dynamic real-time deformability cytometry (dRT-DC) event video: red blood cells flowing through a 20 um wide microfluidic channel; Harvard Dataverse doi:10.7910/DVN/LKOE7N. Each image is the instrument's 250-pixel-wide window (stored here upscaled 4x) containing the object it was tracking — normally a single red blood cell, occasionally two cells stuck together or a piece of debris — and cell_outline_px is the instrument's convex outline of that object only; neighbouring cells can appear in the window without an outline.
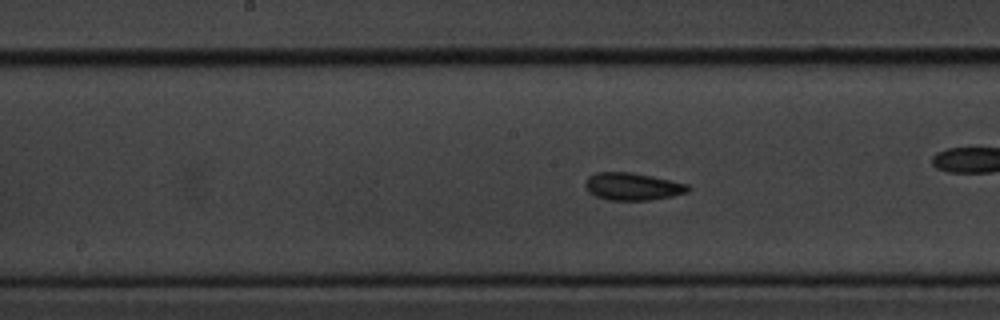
{"species": "common noctule bat (a hibernating species)", "species_latin": "Nyctalus noctula", "temperature_condition": "cold", "stored_images_in_passage": 56, "camera_frame_rate_fps": 3000, "um_per_image_px": 0.085, "animal": {"sex": "male", "body_mass_g": 20.1, "forearm_length_mm": 53.5}, "frame": {"image": 1, "passage_image": 27, "time_ms": 8.667, "image_size_px": [1000, 320], "cell_outline_px": [[692, 188], [688, 192], [672, 196], [648, 200], [608, 200], [596, 196], [588, 192], [584, 188], [584, 180], [588, 176], [596, 172], [632, 172], [652, 176], [688, 184]], "centroid_in_image_um": [53.73, 15.85], "position_along_channel_um": 194.5, "area_um2": 16.65}}
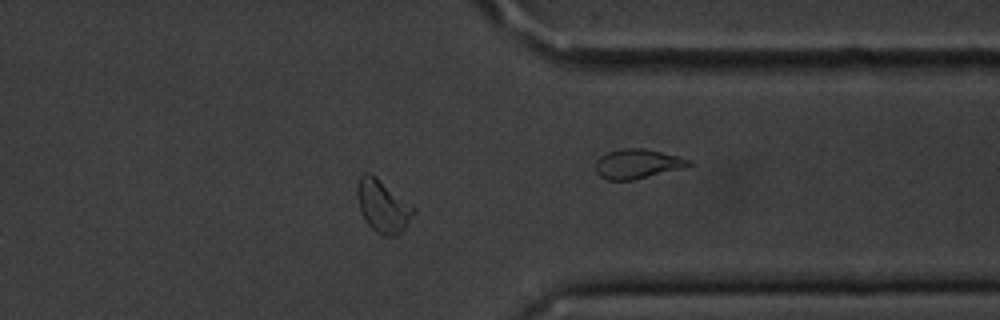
{"frame": {"image": 2, "passage_image": 43, "time_ms": 14.0, "image_size_px": [1000, 320], "cell_outline_px": [[416, 212], [404, 228], [396, 236], [380, 236], [364, 220], [360, 208], [356, 192], [356, 188], [360, 176], [364, 172], [368, 172], [416, 208]], "centroid_in_image_um": [32.53, 17.56], "position_along_channel_um": 378.9, "area_um2": 16.94}}
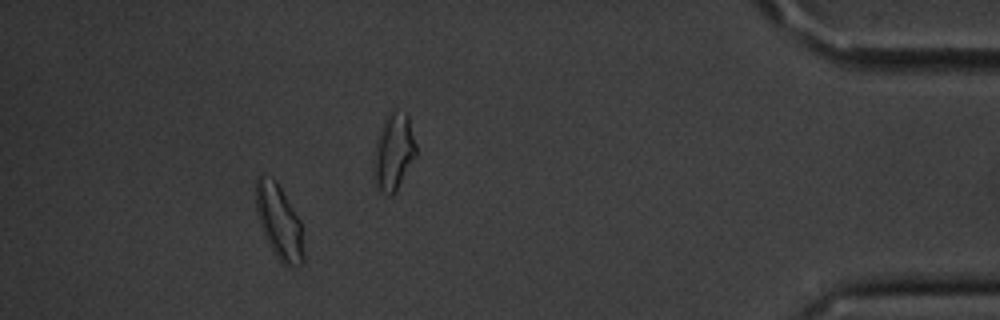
{"frame": {"image": 3, "passage_image": 50, "time_ms": 16.333, "image_size_px": [1000, 320], "cell_outline_px": [[304, 264], [288, 268], [272, 252], [268, 244], [260, 224], [256, 212], [256, 176], [260, 172], [276, 180], [300, 220], [304, 256]], "centroid_in_image_um": [23.71, 18.86], "position_along_channel_um": 411.5, "area_um2": 20.87}, "authors_computed_cell_mechanics": {"area_um2": 16.4441, "velocity_mm_per_s": 3.599, "shape_relaxation_time_tau1_ms": 5.2636, "shape_relaxation_time_tau2_ms": 4.7673, "deformation_change_tau1": 0.1136, "deformation_change_tau2": 0.0621}}